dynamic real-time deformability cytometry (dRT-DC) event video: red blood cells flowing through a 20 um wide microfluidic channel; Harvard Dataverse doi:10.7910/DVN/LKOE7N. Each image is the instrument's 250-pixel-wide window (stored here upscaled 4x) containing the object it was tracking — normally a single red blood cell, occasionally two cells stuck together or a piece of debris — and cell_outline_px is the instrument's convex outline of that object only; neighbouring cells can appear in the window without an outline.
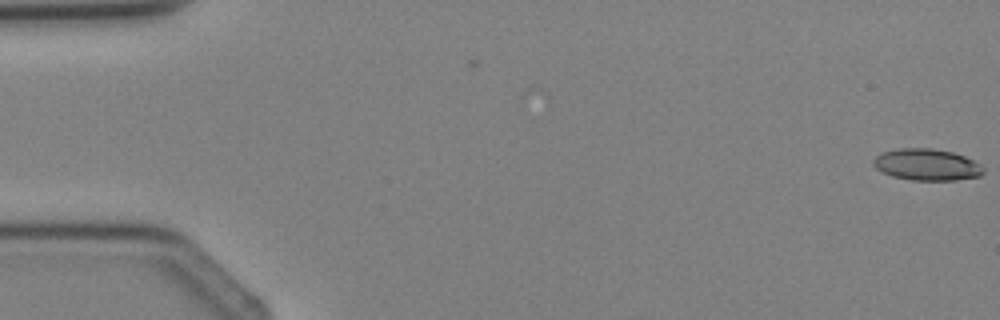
{"species": "Egyptian fruit bat (a non-hibernating species)", "species_latin": "Rousettus aegyptiacus", "temperature_condition": "cold", "stored_images_in_passage": 4, "segment_of_instrument_passage": [1, 2], "camera_frame_rate_fps": 3000, "um_per_image_px": 0.085, "animal": {"sex": "female"}, "frame": {"image": 1, "passage_image": 1, "time_ms": 0.0, "image_size_px": [1000, 320], "cell_outline_px": [[984, 172], [980, 176], [956, 180], [912, 180], [892, 176], [876, 168], [872, 164], [872, 160], [876, 156], [884, 152], [900, 148], [932, 148], [952, 152], [964, 156], [980, 164], [984, 168]], "centroid_in_image_um": [78.79, 14.0], "position_along_channel_um": 6.2, "area_um2": 20.17}}